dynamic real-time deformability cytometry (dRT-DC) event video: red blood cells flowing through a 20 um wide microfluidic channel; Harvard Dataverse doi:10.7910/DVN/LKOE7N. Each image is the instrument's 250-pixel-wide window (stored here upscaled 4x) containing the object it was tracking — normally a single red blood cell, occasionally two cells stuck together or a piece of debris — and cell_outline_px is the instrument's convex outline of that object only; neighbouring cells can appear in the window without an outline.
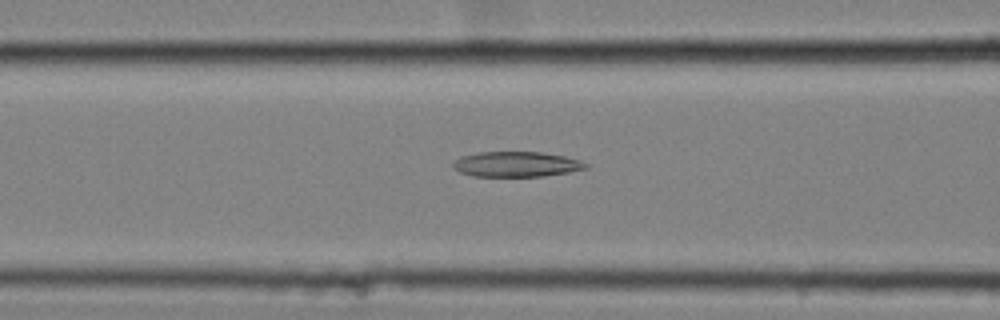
{"species": "common noctule bat (a hibernating species)", "species_latin": "Nyctalus noctula", "temperature_condition": "cold", "stored_images_in_passage": 55, "camera_frame_rate_fps": 3000, "um_per_image_px": 0.085, "animal": {"sex": "female", "body_mass_g": 25.1}, "frame": {"image": 1, "passage_image": 25, "time_ms": 8.0, "image_size_px": [1000, 320], "cell_outline_px": [[588, 168], [568, 172], [544, 176], [472, 176], [460, 172], [452, 168], [452, 164], [460, 156], [480, 152], [540, 152], [564, 156], [580, 160], [588, 164]], "centroid_in_image_um": [43.88, 13.96], "position_along_channel_um": 122.7, "area_um2": 19.48}}
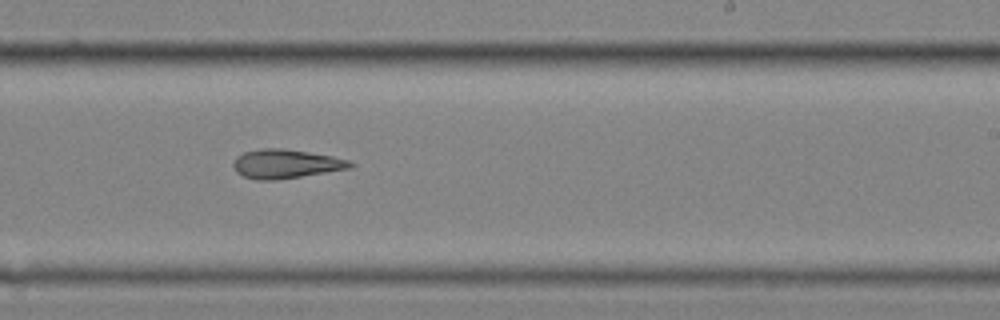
{"frame": {"image": 2, "passage_image": 37, "time_ms": 12.0, "image_size_px": [1000, 320], "cell_outline_px": [[356, 164], [352, 168], [276, 180], [256, 180], [244, 176], [236, 172], [232, 164], [236, 156], [244, 152], [260, 148], [284, 148], [332, 156], [348, 160]], "centroid_in_image_um": [24.28, 13.92], "position_along_channel_um": 264.7, "area_um2": 19.83}}
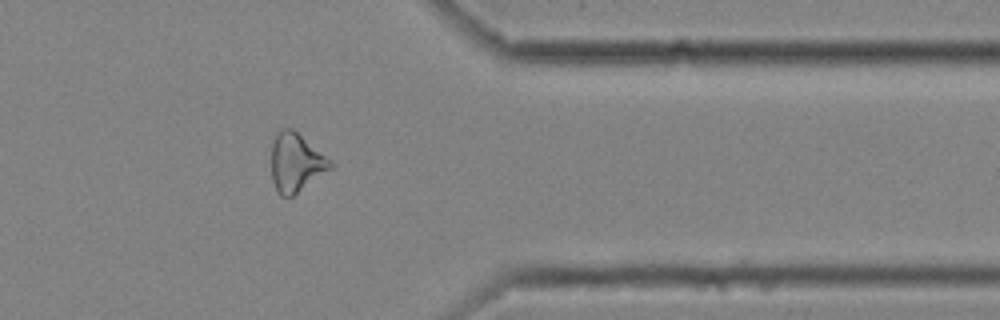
{"frame": {"image": 3, "passage_image": 48, "time_ms": 15.667, "image_size_px": [1000, 320], "cell_outline_px": [[332, 168], [292, 196], [280, 196], [276, 192], [272, 180], [272, 140], [280, 128], [292, 128], [332, 160]], "centroid_in_image_um": [25.14, 13.81], "position_along_channel_um": 386.3, "area_um2": 20.11}}